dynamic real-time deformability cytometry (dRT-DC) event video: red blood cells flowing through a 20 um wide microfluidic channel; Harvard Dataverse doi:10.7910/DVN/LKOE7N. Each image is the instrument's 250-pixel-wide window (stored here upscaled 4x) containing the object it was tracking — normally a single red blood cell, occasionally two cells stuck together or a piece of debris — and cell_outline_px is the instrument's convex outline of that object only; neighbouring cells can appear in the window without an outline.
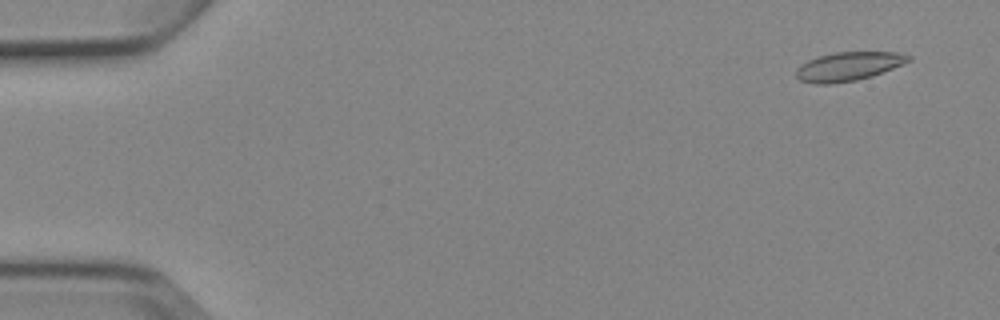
{"species": "Egyptian fruit bat (a non-hibernating species)", "species_latin": "Rousettus aegyptiacus", "temperature_condition": "cold", "stored_images_in_passage": 5, "camera_frame_rate_fps": 3000, "um_per_image_px": 0.085, "animal": {"sex": "female"}, "frame": {"image": 1, "passage_image": 1, "time_ms": 0.0, "image_size_px": [1000, 320], "cell_outline_px": [[912, 60], [872, 76], [856, 80], [832, 84], [816, 84], [800, 80], [796, 76], [796, 68], [800, 64], [816, 56], [836, 52], [896, 52], [912, 56]], "centroid_in_image_um": [72.09, 5.64], "position_along_channel_um": 12.9, "area_um2": 18.9}}
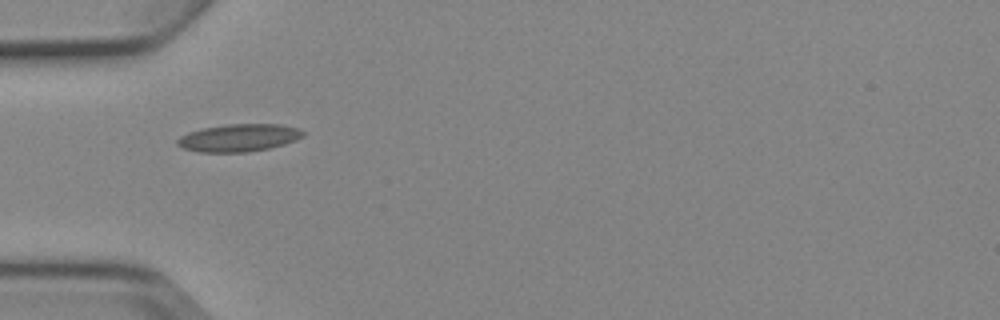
{"frame": {"image": 2, "passage_image": 5, "time_ms": 4.667, "image_size_px": [1000, 320], "cell_outline_px": [[304, 136], [296, 140], [284, 144], [268, 148], [248, 152], [200, 152], [184, 148], [176, 144], [176, 140], [180, 136], [188, 132], [204, 128], [228, 124], [280, 124], [300, 128], [304, 132]], "centroid_in_image_um": [20.32, 11.71], "position_along_channel_um": 64.7, "area_um2": 20.17}}